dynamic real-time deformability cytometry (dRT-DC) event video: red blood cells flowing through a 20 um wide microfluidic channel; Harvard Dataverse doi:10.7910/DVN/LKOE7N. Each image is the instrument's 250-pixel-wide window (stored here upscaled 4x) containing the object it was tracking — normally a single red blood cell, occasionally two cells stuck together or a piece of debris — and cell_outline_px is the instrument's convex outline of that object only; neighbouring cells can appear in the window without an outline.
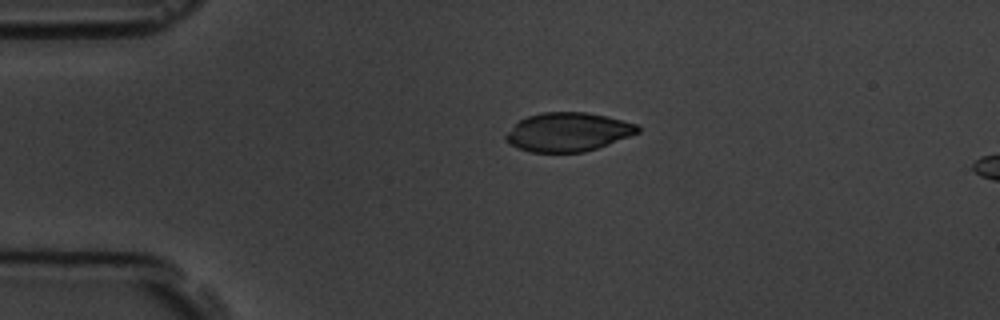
{"species": "common noctule bat (a hibernating species)", "species_latin": "Nyctalus noctula", "temperature_condition": "room temperature", "stored_images_in_passage": 2, "camera_frame_rate_fps": 3000, "um_per_image_px": 0.085, "animal": {"sex": "male", "body_mass_g": 19.5, "forearm_length_mm": 54.6}, "frame": {"image": 1, "passage_image": 1, "time_ms": 0.0, "image_size_px": [1000, 320], "cell_outline_px": [[640, 132], [608, 144], [584, 152], [532, 152], [516, 148], [504, 140], [504, 136], [520, 120], [528, 116], [540, 112], [584, 112], [608, 116], [636, 124], [640, 128]], "centroid_in_image_um": [48.27, 11.22], "position_along_channel_um": 36.7, "area_um2": 29.71}}